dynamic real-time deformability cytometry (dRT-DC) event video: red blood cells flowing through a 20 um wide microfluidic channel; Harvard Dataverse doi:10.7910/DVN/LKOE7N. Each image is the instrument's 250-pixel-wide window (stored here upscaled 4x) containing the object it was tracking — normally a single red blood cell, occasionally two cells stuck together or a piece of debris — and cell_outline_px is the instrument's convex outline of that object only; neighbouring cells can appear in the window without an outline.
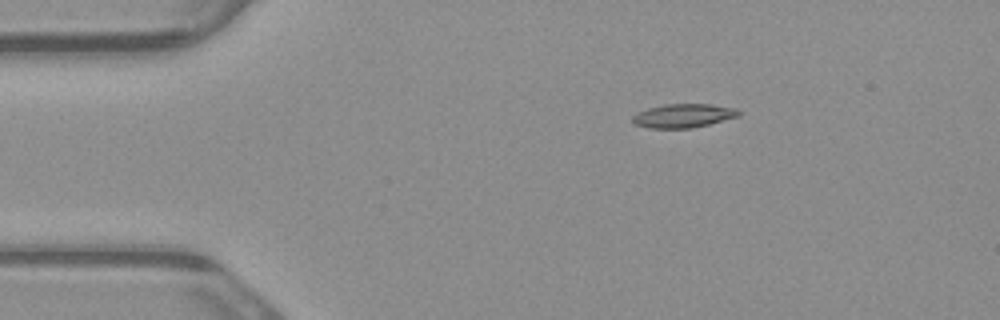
{"species": "common noctule bat (a hibernating species)", "species_latin": "Nyctalus noctula", "temperature_condition": "warm", "stored_images_in_passage": 4, "camera_frame_rate_fps": 3000, "um_per_image_px": 0.085, "animal": {"sex": "male", "body_mass_g": 23.1, "forearm_length_mm": 52.7}, "frame": {"image": 1, "passage_image": 2, "time_ms": 0.333, "image_size_px": [1000, 320], "cell_outline_px": [[740, 116], [692, 128], [648, 128], [636, 124], [632, 120], [632, 116], [636, 112], [648, 108], [664, 104], [712, 104], [736, 108], [740, 112]], "centroid_in_image_um": [58.08, 9.83], "position_along_channel_um": 26.9, "area_um2": 14.74}}
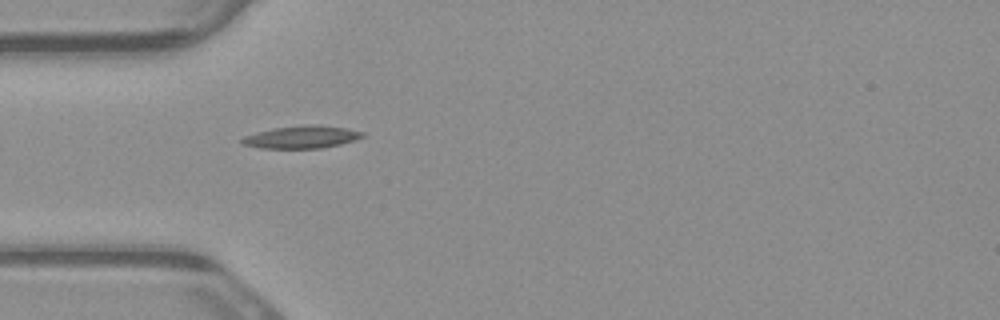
{"frame": {"image": 2, "passage_image": 4, "time_ms": 1.0, "image_size_px": [1000, 320], "cell_outline_px": [[364, 136], [340, 144], [320, 148], [260, 148], [244, 144], [240, 140], [244, 136], [256, 132], [272, 128], [304, 124], [308, 124], [344, 128], [364, 132]], "centroid_in_image_um": [25.59, 11.64], "position_along_channel_um": 59.4, "area_um2": 15.61}}